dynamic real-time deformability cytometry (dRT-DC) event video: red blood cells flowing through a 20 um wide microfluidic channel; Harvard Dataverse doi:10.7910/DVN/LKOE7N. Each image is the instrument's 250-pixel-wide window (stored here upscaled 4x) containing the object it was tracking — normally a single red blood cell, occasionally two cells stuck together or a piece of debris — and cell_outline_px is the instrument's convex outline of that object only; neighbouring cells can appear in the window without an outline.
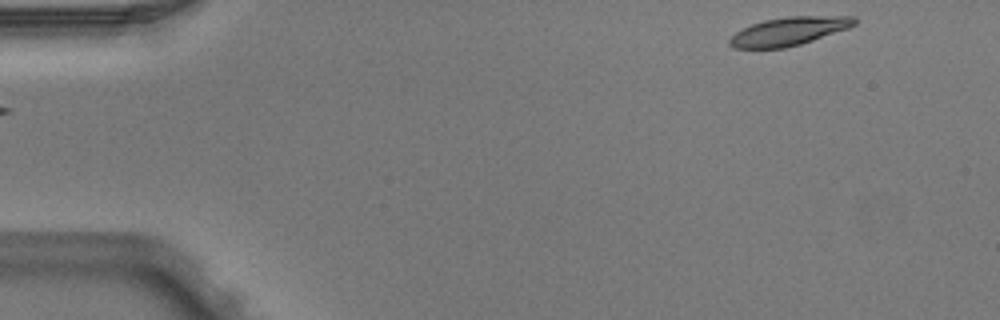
{"species": "Egyptian fruit bat (a non-hibernating species)", "species_latin": "Rousettus aegyptiacus", "temperature_condition": "warm", "stored_images_in_passage": 3, "segment_of_instrument_passage": [2, 2], "camera_frame_rate_fps": 3000, "um_per_image_px": 0.085, "animal": {"sex": "male"}, "frame": {"image": 1, "passage_image": 3, "time_ms": 0.667, "image_size_px": [1000, 320], "cell_outline_px": [[856, 24], [848, 28], [800, 44], [784, 48], [732, 48], [728, 44], [728, 40], [736, 32], [752, 24], [764, 20], [788, 16], [856, 16]], "centroid_in_image_um": [67.04, 2.65], "position_along_channel_um": 18.0, "area_um2": 20.46}}